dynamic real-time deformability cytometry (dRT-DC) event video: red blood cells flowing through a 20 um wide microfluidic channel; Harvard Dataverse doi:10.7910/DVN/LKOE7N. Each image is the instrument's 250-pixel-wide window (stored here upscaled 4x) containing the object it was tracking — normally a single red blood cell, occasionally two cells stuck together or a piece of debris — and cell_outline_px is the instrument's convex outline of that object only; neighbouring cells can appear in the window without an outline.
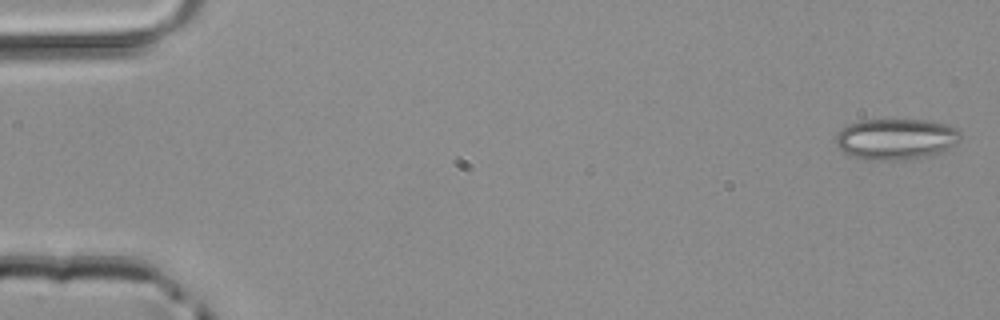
{"species": "common noctule bat (a hibernating species)", "species_latin": "Nyctalus noctula", "temperature_condition": "room temperature", "stored_images_in_passage": 49, "camera_frame_rate_fps": 3000, "um_per_image_px": 0.085, "animal": {"sex": "male", "body_mass_g": 20.4}, "frame": {"image": 1, "passage_image": 1, "time_ms": 0.0, "image_size_px": [1000, 320], "cell_outline_px": [[960, 140], [956, 144], [940, 152], [924, 156], [900, 160], [864, 160], [852, 156], [844, 152], [836, 144], [836, 132], [840, 128], [848, 124], [860, 120], [924, 120], [944, 124], [956, 128], [960, 132]], "centroid_in_image_um": [76.1, 11.82], "position_along_channel_um": 8.9, "area_um2": 29.77}}
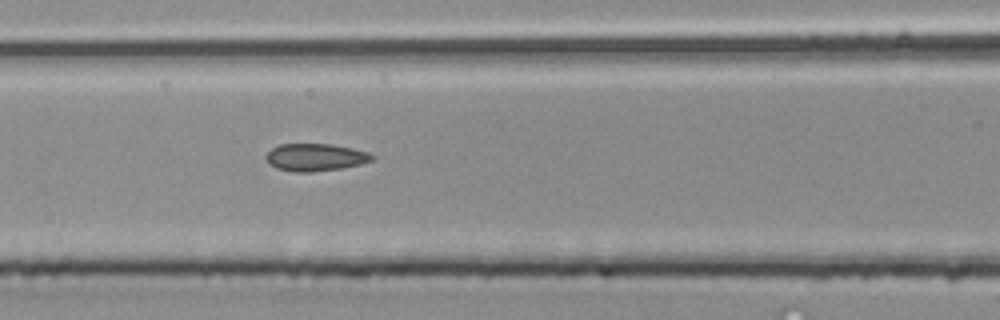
{"frame": {"image": 2, "passage_image": 21, "time_ms": 6.667, "image_size_px": [1000, 320], "cell_outline_px": [[376, 156], [372, 160], [360, 164], [344, 168], [312, 172], [292, 172], [276, 168], [268, 164], [264, 156], [272, 148], [280, 144], [332, 144], [352, 148], [368, 152]], "centroid_in_image_um": [26.79, 13.38], "position_along_channel_um": 139.8, "area_um2": 17.17}}
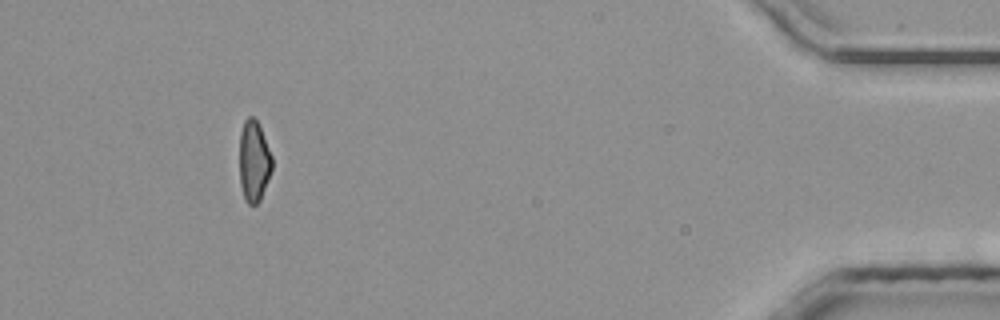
{"frame": {"image": 3, "passage_image": 45, "time_ms": 14.667, "image_size_px": [1000, 320], "cell_outline_px": [[272, 168], [260, 200], [256, 204], [248, 204], [244, 200], [240, 184], [240, 132], [244, 120], [248, 116], [252, 116], [256, 120], [260, 128], [272, 156]], "centroid_in_image_um": [21.56, 13.71], "position_along_channel_um": 413.6, "area_um2": 15.26}}